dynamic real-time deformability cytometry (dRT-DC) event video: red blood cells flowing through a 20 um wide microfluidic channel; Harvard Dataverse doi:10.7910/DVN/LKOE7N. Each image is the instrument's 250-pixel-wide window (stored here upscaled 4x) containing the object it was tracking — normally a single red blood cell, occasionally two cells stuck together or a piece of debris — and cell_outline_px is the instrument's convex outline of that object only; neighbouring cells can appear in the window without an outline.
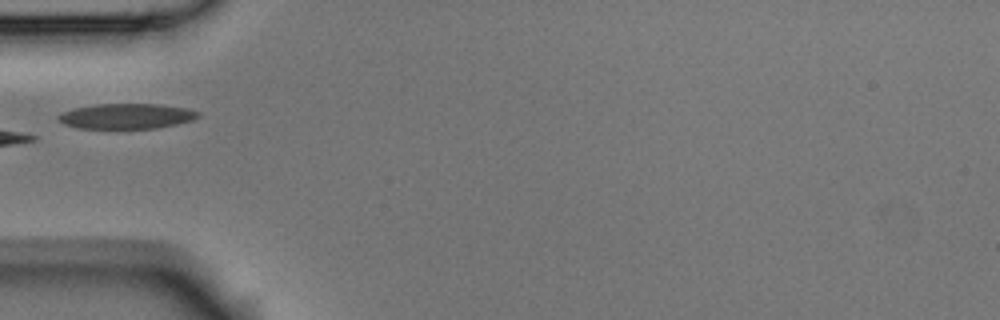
{"species": "Egyptian fruit bat (a non-hibernating species)", "species_latin": "Rousettus aegyptiacus", "temperature_condition": "room temperature", "stored_images_in_passage": 2, "camera_frame_rate_fps": 3000, "um_per_image_px": 0.085, "animal": {"sex": "male"}, "frame": {"image": 1, "passage_image": 1, "time_ms": 0.0, "image_size_px": [1000, 320], "cell_outline_px": [[200, 116], [192, 120], [176, 124], [156, 128], [80, 128], [64, 124], [56, 120], [56, 116], [64, 112], [76, 108], [92, 104], [160, 104], [188, 108], [200, 112]], "centroid_in_image_um": [10.76, 9.87], "position_along_channel_um": 74.2, "area_um2": 20.58}}
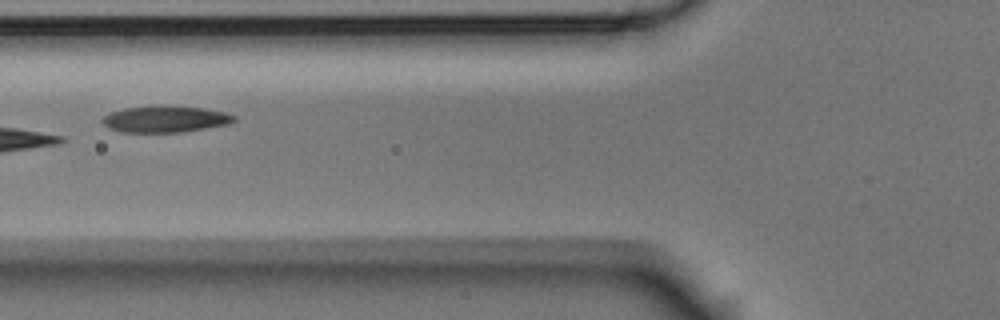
{"frame": {"image": 2, "passage_image": 2, "time_ms": 0.333, "image_size_px": [1000, 320], "cell_outline_px": [[236, 120], [228, 124], [180, 132], [120, 132], [108, 128], [104, 124], [104, 116], [112, 112], [124, 108], [160, 104], [204, 108], [224, 112], [236, 116]], "centroid_in_image_um": [14.05, 10.1], "position_along_channel_um": 111.7, "area_um2": 20.4}}